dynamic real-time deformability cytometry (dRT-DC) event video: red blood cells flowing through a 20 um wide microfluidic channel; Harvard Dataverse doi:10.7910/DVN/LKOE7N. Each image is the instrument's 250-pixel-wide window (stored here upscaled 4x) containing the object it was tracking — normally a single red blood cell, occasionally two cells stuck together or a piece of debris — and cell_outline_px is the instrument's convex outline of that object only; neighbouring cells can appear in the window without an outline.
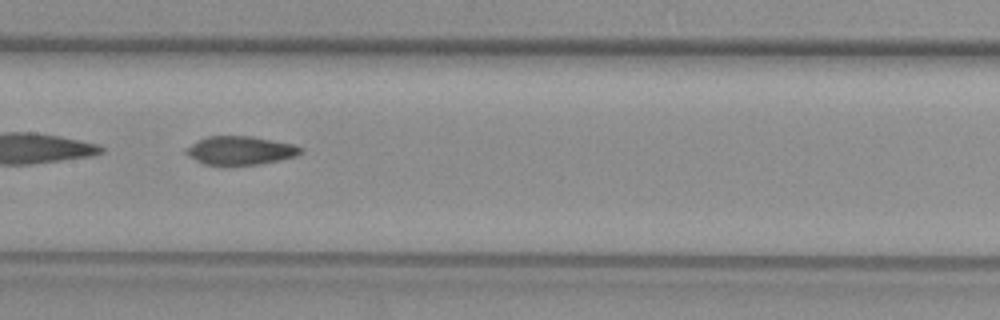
{"species": "common noctule bat (a hibernating species)", "species_latin": "Nyctalus noctula", "temperature_condition": "warm", "stored_images_in_passage": 48, "segment_of_instrument_passage": [2, 2], "camera_frame_rate_fps": 3000, "um_per_image_px": 0.085, "animal": {"sex": "female", "body_mass_g": 29.2, "forearm_length_mm": 56.3}, "frame": {"image": 1, "passage_image": 23, "time_ms": 7.333, "image_size_px": [1000, 320], "cell_outline_px": [[304, 152], [296, 156], [280, 160], [260, 164], [204, 164], [196, 160], [184, 152], [196, 140], [208, 136], [252, 136], [296, 144], [304, 148]], "centroid_in_image_um": [20.5, 12.77], "position_along_channel_um": 186.9, "area_um2": 19.02}}
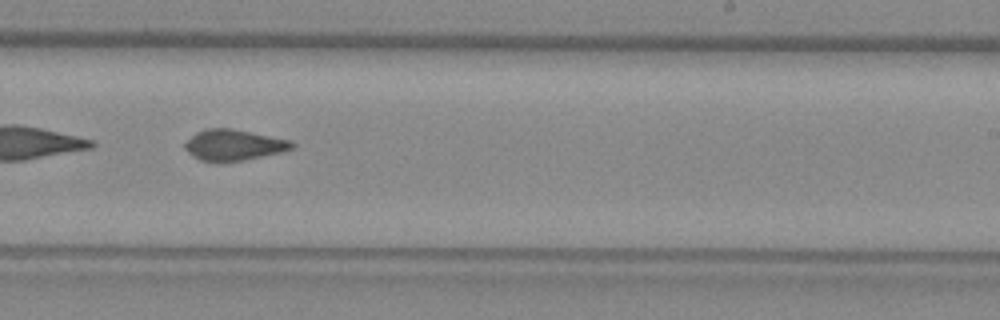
{"frame": {"image": 2, "passage_image": 29, "time_ms": 9.333, "image_size_px": [1000, 320], "cell_outline_px": [[296, 144], [292, 148], [280, 152], [244, 160], [200, 160], [188, 152], [184, 148], [184, 144], [196, 132], [208, 128], [232, 128], [292, 140]], "centroid_in_image_um": [19.89, 12.29], "position_along_channel_um": 269.1, "area_um2": 18.9}}
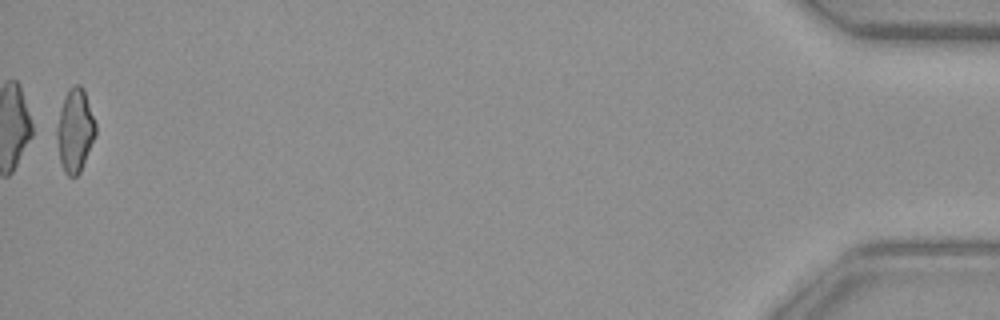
{"frame": {"image": 3, "passage_image": 48, "time_ms": 15.667, "image_size_px": [1000, 320], "cell_outline_px": [[96, 136], [80, 172], [76, 176], [68, 176], [64, 172], [60, 160], [56, 136], [56, 128], [60, 108], [64, 96], [68, 88], [72, 84], [80, 84], [84, 88], [96, 124]], "centroid_in_image_um": [6.38, 11.05], "position_along_channel_um": 428.8, "area_um2": 19.07}}